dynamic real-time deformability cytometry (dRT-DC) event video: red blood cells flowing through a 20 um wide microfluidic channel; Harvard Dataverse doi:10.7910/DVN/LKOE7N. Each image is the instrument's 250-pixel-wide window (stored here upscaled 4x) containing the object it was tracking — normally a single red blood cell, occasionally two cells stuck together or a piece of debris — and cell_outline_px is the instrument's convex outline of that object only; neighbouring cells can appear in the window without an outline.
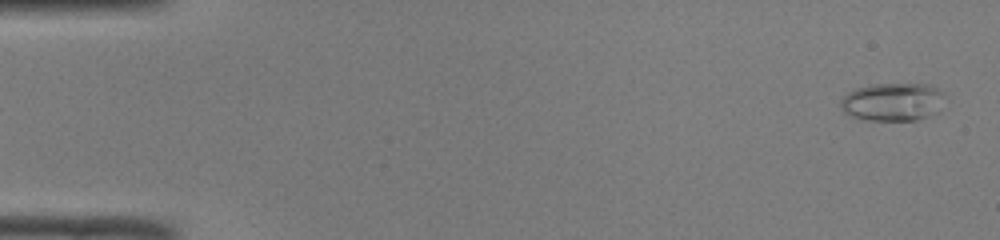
{"species": "common noctule bat (a hibernating species)", "species_latin": "Nyctalus noctula", "temperature_condition": "room temperature", "stored_images_in_passage": 49, "camera_frame_rate_fps": 3000, "um_per_image_px": 0.085, "animal": {"sex": "male", "body_mass_g": 19.0, "forearm_length_mm": 50.8}, "frame": {"image": 1, "passage_image": 1, "time_ms": 0.0, "image_size_px": [1000, 240], "cell_outline_px": [[944, 92], [928, 116], [916, 120], [864, 120], [852, 116], [844, 112], [840, 104], [840, 100], [848, 92], [856, 88], [876, 84], [928, 84]], "centroid_in_image_um": [75.76, 8.65], "position_along_channel_um": 9.2, "area_um2": 22.37}}
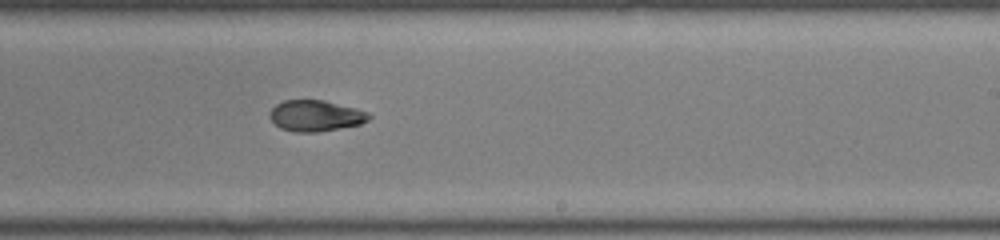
{"frame": {"image": 2, "passage_image": 30, "time_ms": 9.667, "image_size_px": [1000, 240], "cell_outline_px": [[372, 116], [368, 120], [360, 124], [316, 132], [292, 132], [280, 128], [268, 116], [268, 112], [276, 104], [284, 100], [324, 100], [356, 108], [368, 112]], "centroid_in_image_um": [26.8, 9.83], "position_along_channel_um": 262.2, "area_um2": 17.98}}
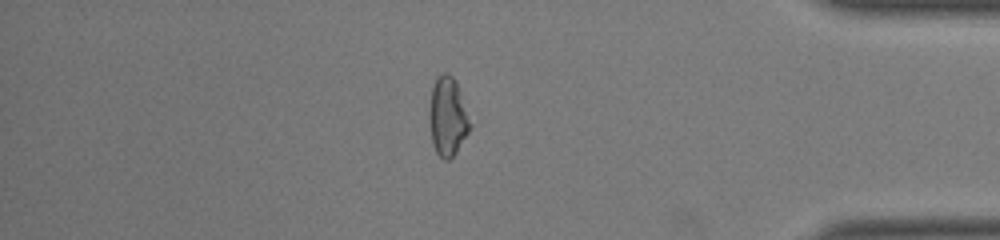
{"frame": {"image": 3, "passage_image": 42, "time_ms": 13.667, "image_size_px": [1000, 240], "cell_outline_px": [[472, 124], [468, 132], [456, 152], [448, 160], [444, 160], [436, 152], [432, 144], [428, 120], [428, 112], [432, 88], [436, 76], [444, 72], [448, 72], [452, 76], [460, 92]], "centroid_in_image_um": [38.02, 9.91], "position_along_channel_um": 397.2, "area_um2": 18.79}}